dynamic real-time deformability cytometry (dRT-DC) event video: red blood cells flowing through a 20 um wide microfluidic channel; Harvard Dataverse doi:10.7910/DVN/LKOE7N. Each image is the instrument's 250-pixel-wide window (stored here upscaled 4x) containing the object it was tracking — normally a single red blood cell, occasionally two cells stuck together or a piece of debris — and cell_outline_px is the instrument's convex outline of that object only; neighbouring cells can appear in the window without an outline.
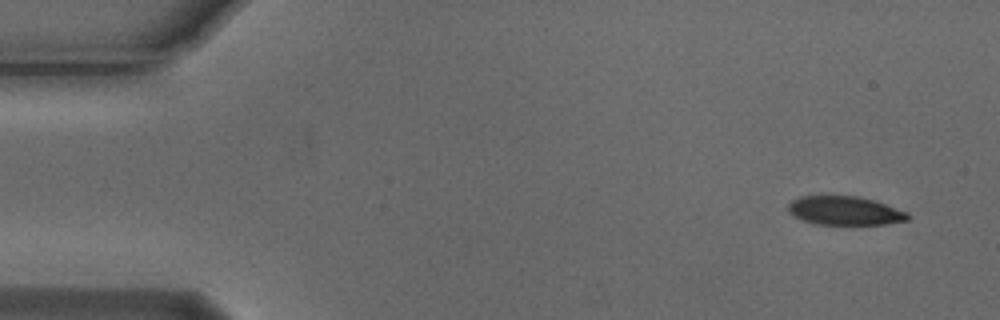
{"species": "Egyptian fruit bat (a non-hibernating species)", "species_latin": "Rousettus aegyptiacus", "temperature_condition": "cold", "stored_images_in_passage": 5, "camera_frame_rate_fps": 3000, "um_per_image_px": 0.085, "animal": {"sex": "male"}, "frame": {"image": 1, "passage_image": 1, "time_ms": 0.0, "image_size_px": [1000, 320], "cell_outline_px": [[912, 216], [908, 220], [888, 224], [852, 228], [812, 224], [800, 220], [792, 216], [788, 212], [788, 204], [792, 200], [800, 196], [856, 196], [876, 200], [908, 212]], "centroid_in_image_um": [71.84, 17.98], "position_along_channel_um": 13.2, "area_um2": 21.5}}
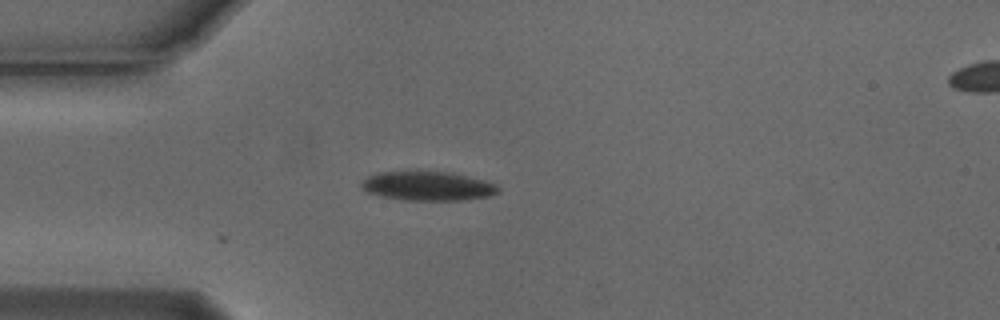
{"frame": {"image": 2, "passage_image": 4, "time_ms": 1.0, "image_size_px": [1000, 320], "cell_outline_px": [[500, 192], [488, 196], [460, 200], [404, 200], [380, 196], [368, 192], [360, 184], [368, 176], [380, 172], [452, 172], [484, 180], [496, 184], [500, 188]], "centroid_in_image_um": [36.39, 15.82], "position_along_channel_um": 48.6, "area_um2": 23.0}}